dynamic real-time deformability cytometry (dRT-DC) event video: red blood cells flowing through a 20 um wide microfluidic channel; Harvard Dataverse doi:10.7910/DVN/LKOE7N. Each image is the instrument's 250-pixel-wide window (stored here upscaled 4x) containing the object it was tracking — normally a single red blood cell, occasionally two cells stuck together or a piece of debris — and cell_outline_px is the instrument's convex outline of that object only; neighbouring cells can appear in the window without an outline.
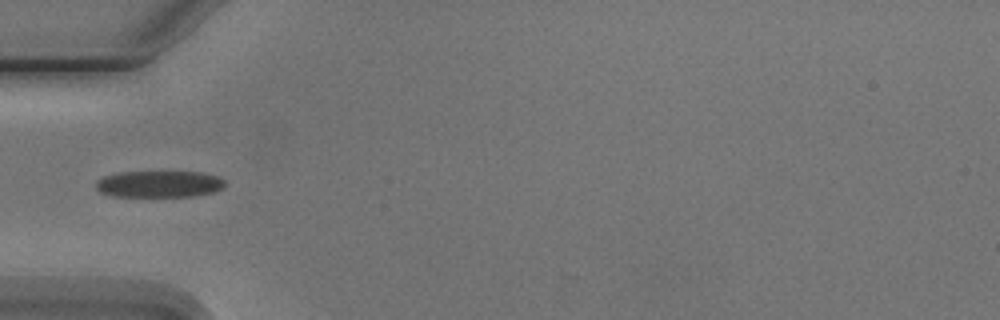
{"species": "Egyptian fruit bat (a non-hibernating species)", "species_latin": "Rousettus aegyptiacus", "temperature_condition": "cold", "stored_images_in_passage": 7, "camera_frame_rate_fps": 3000, "um_per_image_px": 0.085, "animal": {"sex": "male"}, "frame": {"image": 1, "passage_image": 4, "time_ms": 4.333, "image_size_px": [1000, 320], "cell_outline_px": [[224, 188], [212, 192], [192, 196], [112, 196], [100, 192], [96, 188], [96, 180], [104, 176], [116, 172], [200, 172], [216, 176], [224, 180]], "centroid_in_image_um": [13.49, 15.64], "position_along_channel_um": 71.5, "area_um2": 19.94}}
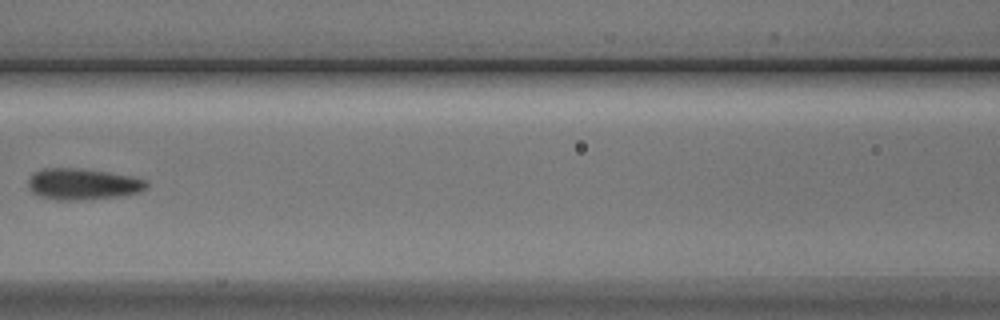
{"frame": {"image": 2, "passage_image": 6, "time_ms": 6.667, "image_size_px": [1000, 320], "cell_outline_px": [[148, 184], [140, 192], [116, 196], [76, 200], [56, 200], [36, 196], [28, 188], [28, 180], [32, 172], [44, 168], [76, 168], [108, 172], [132, 176], [144, 180]], "centroid_in_image_um": [6.95, 15.64], "position_along_channel_um": 159.7, "area_um2": 21.5}}
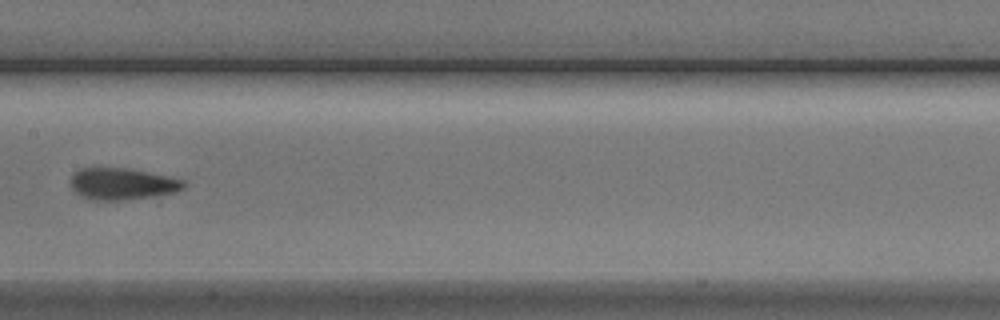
{"frame": {"image": 3, "passage_image": 7, "time_ms": 7.667, "image_size_px": [1000, 320], "cell_outline_px": [[188, 184], [184, 188], [176, 192], [124, 200], [88, 200], [80, 196], [72, 188], [72, 172], [80, 168], [128, 168], [148, 172], [184, 180]], "centroid_in_image_um": [10.38, 15.63], "position_along_channel_um": 197.0, "area_um2": 20.87}}